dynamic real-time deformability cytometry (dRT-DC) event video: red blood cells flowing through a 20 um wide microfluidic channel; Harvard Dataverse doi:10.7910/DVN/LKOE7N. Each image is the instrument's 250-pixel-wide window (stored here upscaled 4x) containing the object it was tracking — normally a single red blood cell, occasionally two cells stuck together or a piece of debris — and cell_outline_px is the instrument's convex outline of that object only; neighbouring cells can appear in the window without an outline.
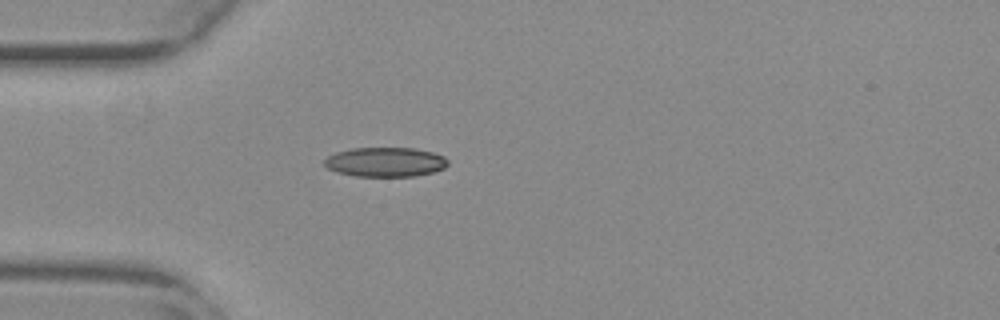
{"species": "common noctule bat (a hibernating species)", "species_latin": "Nyctalus noctula", "temperature_condition": "warm", "stored_images_in_passage": 12, "camera_frame_rate_fps": 3000, "um_per_image_px": 0.085, "animal": {"sex": "female", "body_mass_g": 29.2, "forearm_length_mm": 56.3}, "frame": {"image": 1, "passage_image": 1, "time_ms": 0.0, "image_size_px": [1000, 320], "cell_outline_px": [[448, 164], [444, 168], [432, 172], [416, 176], [356, 176], [340, 172], [328, 168], [324, 164], [324, 160], [328, 156], [336, 152], [352, 148], [416, 148], [432, 152], [444, 156], [448, 160]], "centroid_in_image_um": [32.78, 13.76], "position_along_channel_um": 52.2, "area_um2": 21.1}}
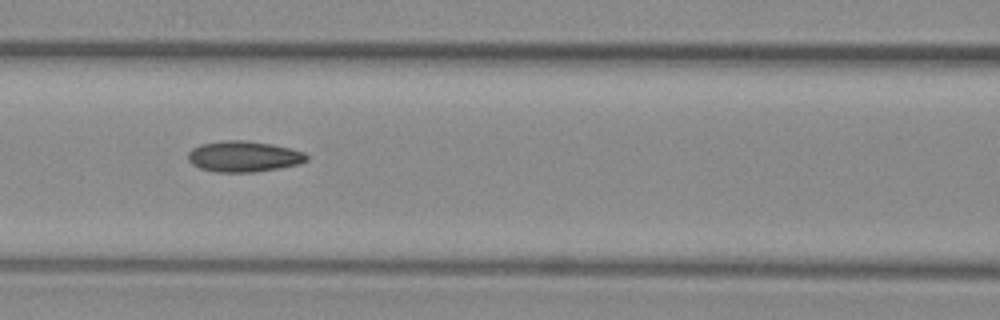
{"frame": {"image": 2, "passage_image": 9, "time_ms": 2.667, "image_size_px": [1000, 320], "cell_outline_px": [[308, 160], [300, 164], [280, 168], [256, 172], [216, 172], [200, 168], [192, 164], [188, 160], [188, 152], [192, 148], [200, 144], [220, 140], [244, 140], [272, 144], [304, 152], [308, 156]], "centroid_in_image_um": [20.71, 13.3], "position_along_channel_um": 145.9, "area_um2": 21.5}}
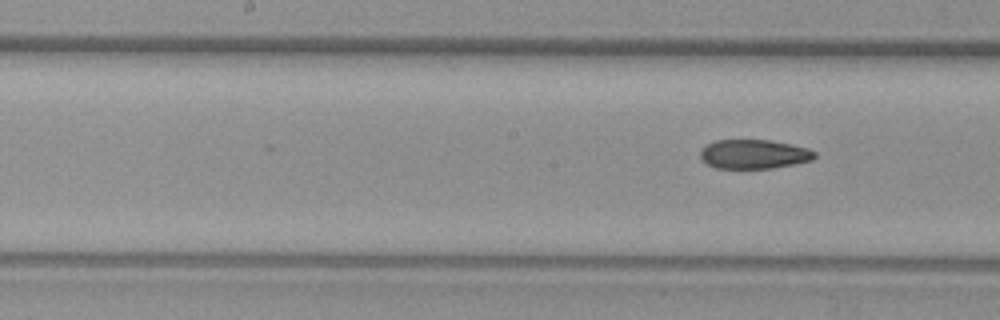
{"frame": {"image": 3, "passage_image": 12, "time_ms": 3.667, "image_size_px": [1000, 320], "cell_outline_px": [[816, 156], [812, 160], [796, 164], [772, 168], [716, 168], [708, 164], [700, 156], [700, 152], [708, 144], [716, 140], [772, 140], [792, 144], [808, 148], [816, 152]], "centroid_in_image_um": [64.14, 13.1], "position_along_channel_um": 184.1, "area_um2": 19.42}}